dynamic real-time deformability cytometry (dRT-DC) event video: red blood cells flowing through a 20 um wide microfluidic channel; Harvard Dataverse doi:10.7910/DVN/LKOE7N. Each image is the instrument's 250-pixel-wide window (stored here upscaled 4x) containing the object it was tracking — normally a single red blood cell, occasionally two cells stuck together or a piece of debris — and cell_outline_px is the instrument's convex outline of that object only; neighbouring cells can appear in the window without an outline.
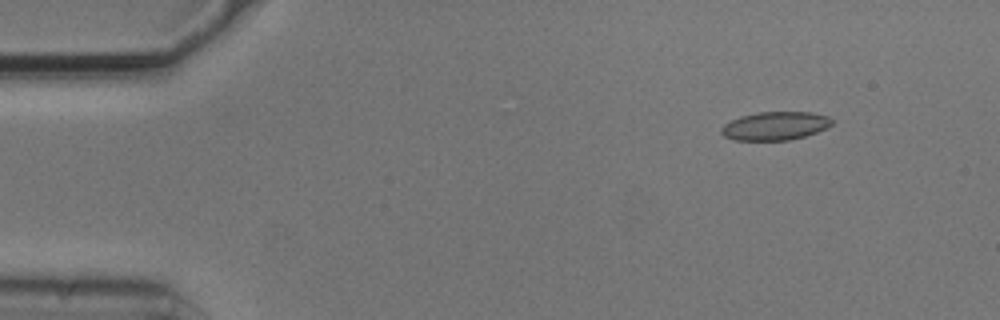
{"species": "common noctule bat (a hibernating species)", "species_latin": "Nyctalus noctula", "temperature_condition": "cold", "stored_images_in_passage": 4, "camera_frame_rate_fps": 3000, "um_per_image_px": 0.085, "animal": {"sex": "male", "body_mass_g": 20.5, "forearm_length_mm": 52.5}, "frame": {"image": 1, "passage_image": 1, "time_ms": 0.0, "image_size_px": [1000, 320], "cell_outline_px": [[832, 124], [828, 128], [804, 136], [788, 140], [732, 140], [724, 136], [720, 132], [720, 128], [724, 124], [740, 116], [760, 112], [812, 112], [828, 116], [832, 120]], "centroid_in_image_um": [65.88, 10.7], "position_along_channel_um": 19.1, "area_um2": 18.32}}
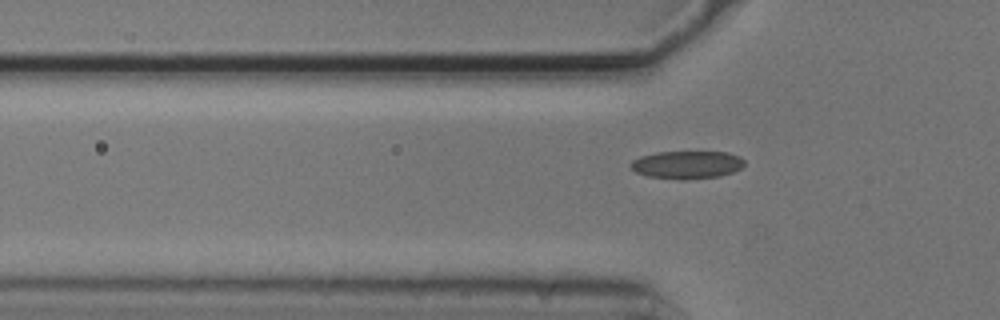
{"frame": {"image": 2, "passage_image": 4, "time_ms": 1.0, "image_size_px": [1000, 320], "cell_outline_px": [[744, 164], [740, 168], [732, 172], [720, 176], [684, 180], [680, 180], [648, 176], [636, 172], [628, 164], [632, 160], [640, 156], [656, 152], [728, 152], [740, 156], [744, 160]], "centroid_in_image_um": [58.37, 14.0], "position_along_channel_um": 67.4, "area_um2": 18.55}}